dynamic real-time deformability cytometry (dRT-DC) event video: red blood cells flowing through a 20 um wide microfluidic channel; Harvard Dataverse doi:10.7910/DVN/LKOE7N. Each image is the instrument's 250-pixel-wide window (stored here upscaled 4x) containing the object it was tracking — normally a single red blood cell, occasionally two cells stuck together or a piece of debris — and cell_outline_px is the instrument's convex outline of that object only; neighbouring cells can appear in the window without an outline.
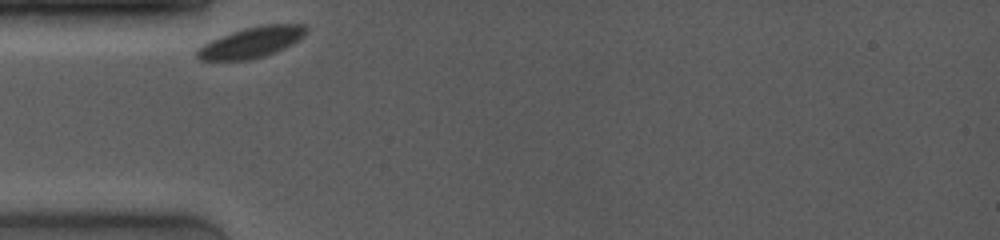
{"species": "common noctule bat (a hibernating species)", "species_latin": "Nyctalus noctula", "temperature_condition": "room temperature", "stored_images_in_passage": 44, "camera_frame_rate_fps": 4000, "um_per_image_px": 0.085, "animal": {"sex": "female", "body_mass_g": 19.0, "forearm_length_mm": 53.3}, "frame": {"image": 1, "passage_image": 1, "time_ms": 0.0, "image_size_px": [1000, 240], "cell_outline_px": [[308, 28], [304, 36], [292, 44], [284, 48], [264, 56], [248, 60], [200, 60], [196, 56], [196, 52], [204, 44], [220, 36], [244, 28], [264, 24], [304, 24]], "centroid_in_image_um": [21.4, 3.59], "position_along_channel_um": 63.6, "area_um2": 19.36}}
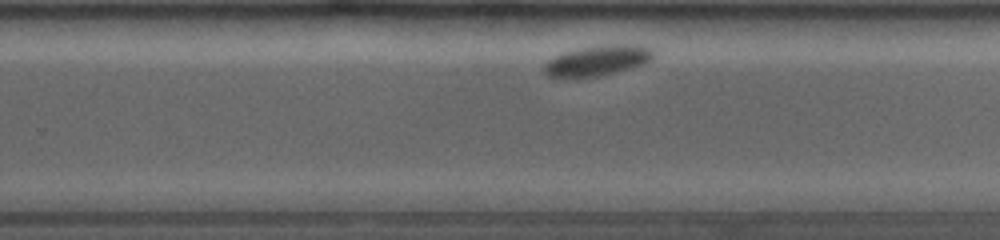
{"frame": {"image": 2, "passage_image": 30, "time_ms": 6.25, "image_size_px": [1000, 240], "cell_outline_px": [[656, 56], [652, 60], [644, 64], [632, 68], [600, 76], [564, 80], [548, 76], [544, 72], [544, 64], [548, 60], [564, 52], [576, 48], [600, 44], [640, 44], [652, 48], [656, 52]], "centroid_in_image_um": [50.81, 5.16], "position_along_channel_um": 279.0, "area_um2": 20.35}}
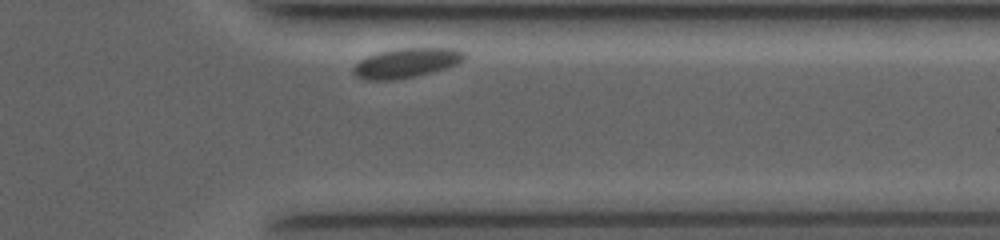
{"frame": {"image": 3, "passage_image": 41, "time_ms": 9.0, "image_size_px": [1000, 240], "cell_outline_px": [[468, 56], [464, 60], [448, 68], [396, 80], [364, 80], [356, 76], [352, 72], [352, 68], [360, 60], [368, 56], [380, 52], [396, 48], [456, 48], [464, 52]], "centroid_in_image_um": [34.56, 5.35], "position_along_channel_um": 376.8, "area_um2": 19.25}}